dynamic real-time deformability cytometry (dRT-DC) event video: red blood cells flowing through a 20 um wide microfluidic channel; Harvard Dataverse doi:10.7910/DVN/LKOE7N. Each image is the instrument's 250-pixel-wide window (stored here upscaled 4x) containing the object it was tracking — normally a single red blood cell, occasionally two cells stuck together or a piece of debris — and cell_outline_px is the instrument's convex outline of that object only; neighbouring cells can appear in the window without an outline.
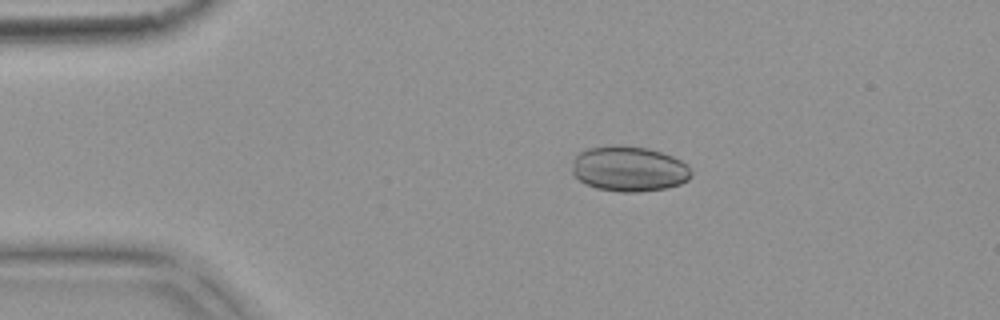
{"species": "common noctule bat (a hibernating species)", "species_latin": "Nyctalus noctula", "temperature_condition": "warm", "stored_images_in_passage": 4, "camera_frame_rate_fps": 3000, "um_per_image_px": 0.085, "animal": {"sex": "female", "body_mass_g": 18.4}, "frame": {"image": 1, "passage_image": 2, "time_ms": 0.333, "image_size_px": [1000, 320], "cell_outline_px": [[692, 172], [688, 180], [680, 184], [668, 188], [640, 192], [620, 192], [596, 188], [580, 180], [572, 172], [572, 160], [580, 152], [588, 148], [608, 144], [624, 144], [648, 148], [672, 156], [688, 164]], "centroid_in_image_um": [53.47, 14.33], "position_along_channel_um": 31.5, "area_um2": 31.85}}